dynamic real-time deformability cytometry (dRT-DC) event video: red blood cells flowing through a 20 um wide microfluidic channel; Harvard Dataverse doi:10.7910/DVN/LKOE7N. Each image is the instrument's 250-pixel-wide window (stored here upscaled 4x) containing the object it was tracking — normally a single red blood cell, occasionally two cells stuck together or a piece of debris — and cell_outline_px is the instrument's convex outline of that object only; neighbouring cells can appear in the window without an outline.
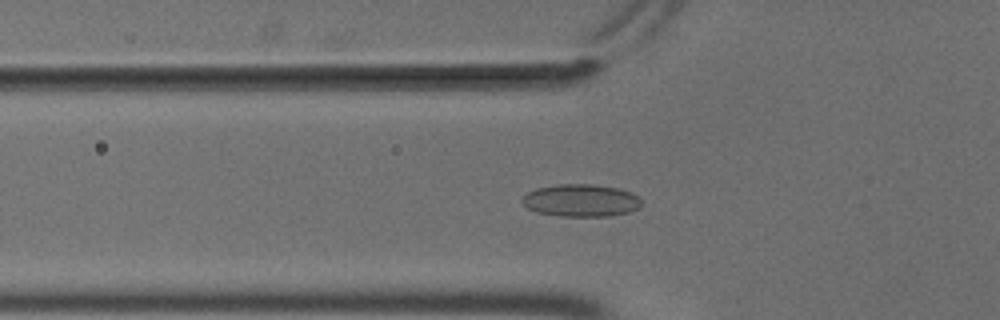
{"species": "common noctule bat (a hibernating species)", "species_latin": "Nyctalus noctula", "temperature_condition": "cold", "stored_images_in_passage": 42, "camera_frame_rate_fps": 3000, "um_per_image_px": 0.085, "animal": {"sex": "male", "body_mass_g": 18.8}, "frame": {"image": 1, "passage_image": 19, "time_ms": 6.0, "image_size_px": [1000, 320], "cell_outline_px": [[640, 208], [628, 212], [608, 216], [560, 216], [536, 212], [528, 208], [520, 200], [528, 192], [536, 188], [556, 184], [592, 184], [620, 188], [632, 192], [640, 200]], "centroid_in_image_um": [49.37, 17.03], "position_along_channel_um": 76.4, "area_um2": 22.6}}
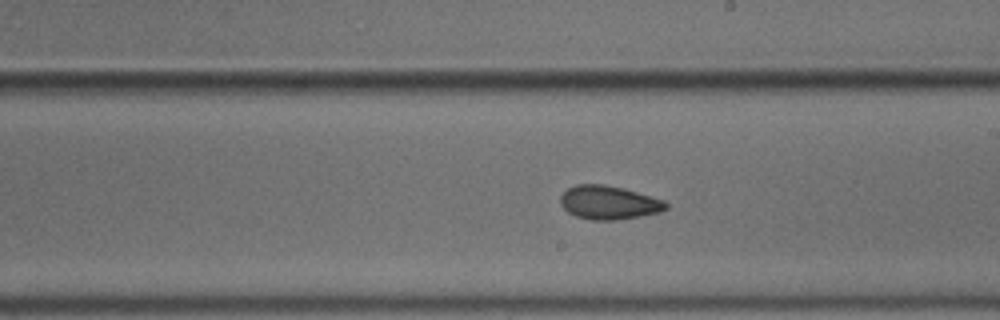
{"frame": {"image": 2, "passage_image": 32, "time_ms": 10.333, "image_size_px": [1000, 320], "cell_outline_px": [[668, 208], [660, 212], [640, 216], [616, 220], [592, 220], [576, 216], [568, 212], [560, 204], [560, 196], [568, 188], [576, 184], [604, 184], [636, 192], [664, 200], [668, 204]], "centroid_in_image_um": [51.73, 17.22], "position_along_channel_um": 237.3, "area_um2": 20.58}}
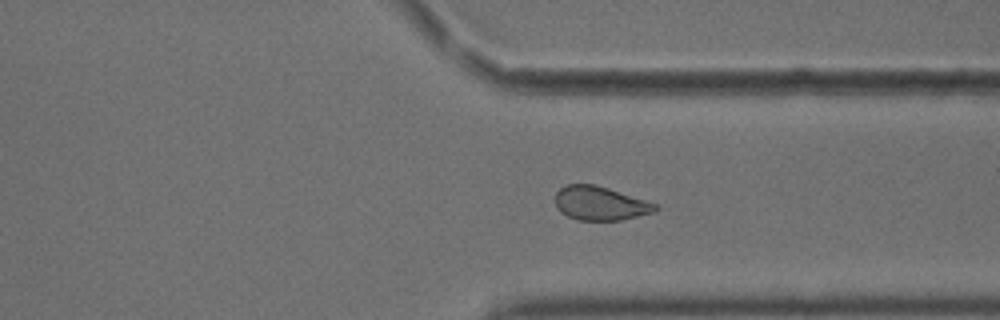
{"frame": {"image": 3, "passage_image": 42, "time_ms": 13.667, "image_size_px": [1000, 320], "cell_outline_px": [[660, 208], [656, 212], [620, 220], [576, 220], [560, 212], [556, 208], [556, 192], [560, 188], [568, 184], [596, 184], [656, 204]], "centroid_in_image_um": [51.0, 17.29], "position_along_channel_um": 360.4, "area_um2": 19.71}}